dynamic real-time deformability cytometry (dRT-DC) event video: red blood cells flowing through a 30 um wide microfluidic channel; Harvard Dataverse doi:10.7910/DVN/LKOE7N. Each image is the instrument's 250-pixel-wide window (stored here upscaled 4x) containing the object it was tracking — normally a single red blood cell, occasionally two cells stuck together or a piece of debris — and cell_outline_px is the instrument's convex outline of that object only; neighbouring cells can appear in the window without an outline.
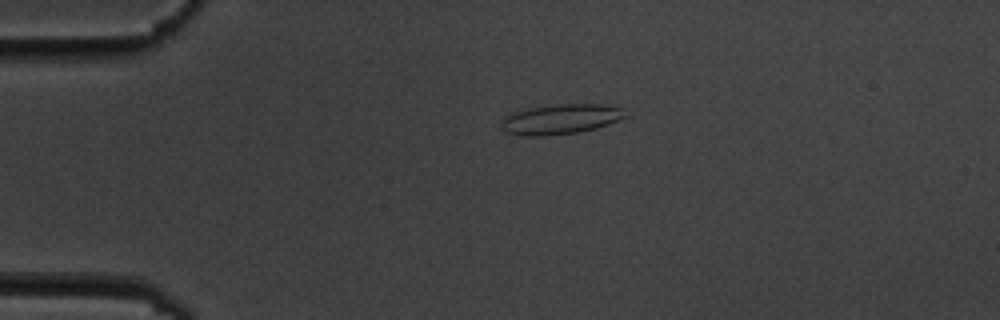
{"species": "common noctule bat (a hibernating species)", "species_latin": "Nyctalus noctula", "temperature_condition": "cold", "stored_images_in_passage": 3, "camera_frame_rate_fps": 3000, "um_per_image_px": 0.085, "animal": {"sex": "male", "body_mass_g": 19.5, "forearm_length_mm": 54.6}, "frame": {"image": 1, "passage_image": 2, "time_ms": 1.0, "image_size_px": [1000, 320], "cell_outline_px": [[628, 116], [608, 124], [596, 128], [576, 132], [544, 136], [524, 136], [504, 132], [500, 124], [504, 116], [512, 112], [528, 108], [556, 104], [600, 104], [620, 108]], "centroid_in_image_um": [47.59, 10.13], "position_along_channel_um": 37.4, "area_um2": 21.68}}